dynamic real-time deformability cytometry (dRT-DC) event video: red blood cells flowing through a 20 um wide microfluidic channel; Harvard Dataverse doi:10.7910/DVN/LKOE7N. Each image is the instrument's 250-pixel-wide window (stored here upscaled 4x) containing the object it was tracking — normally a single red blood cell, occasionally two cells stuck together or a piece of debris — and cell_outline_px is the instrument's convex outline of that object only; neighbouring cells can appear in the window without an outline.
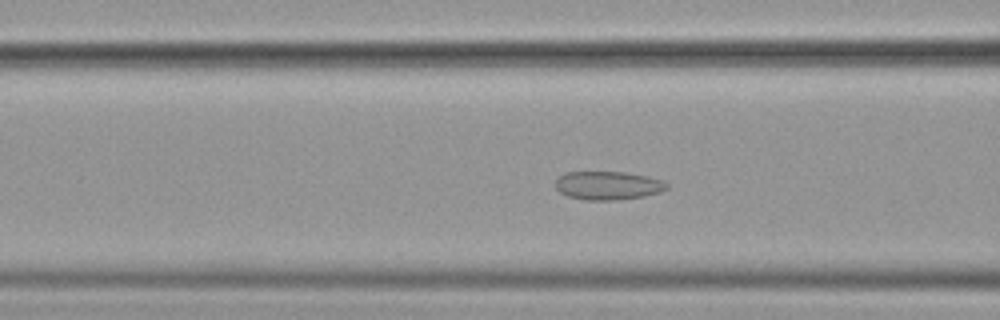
{"species": "common noctule bat (a hibernating species)", "species_latin": "Nyctalus noctula", "temperature_condition": "cold", "stored_images_in_passage": 47, "camera_frame_rate_fps": 3000, "um_per_image_px": 0.085, "animal": {"sex": "female", "body_mass_g": 19.9}, "frame": {"image": 1, "passage_image": 21, "time_ms": 6.667, "image_size_px": [1000, 320], "cell_outline_px": [[668, 188], [660, 192], [644, 196], [616, 200], [584, 200], [568, 196], [560, 192], [556, 188], [556, 180], [564, 172], [624, 172], [648, 176], [660, 180], [668, 184]], "centroid_in_image_um": [51.67, 15.77], "position_along_channel_um": 114.9, "area_um2": 18.44}}
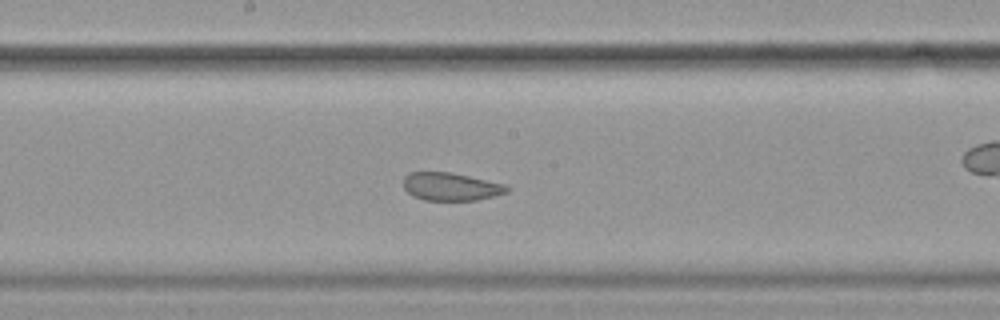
{"frame": {"image": 2, "passage_image": 29, "time_ms": 9.333, "image_size_px": [1000, 320], "cell_outline_px": [[508, 192], [496, 196], [476, 200], [424, 200], [412, 196], [404, 188], [404, 176], [408, 172], [452, 172], [504, 184], [508, 188]], "centroid_in_image_um": [38.3, 15.86], "position_along_channel_um": 209.9, "area_um2": 16.88}}
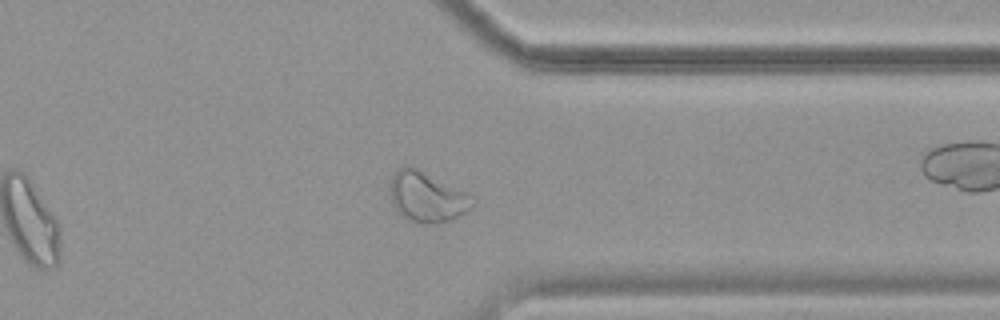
{"frame": {"image": 3, "passage_image": 43, "time_ms": 14.0, "image_size_px": [1000, 320], "cell_outline_px": [[476, 204], [468, 212], [448, 220], [436, 224], [420, 224], [396, 212], [392, 204], [388, 184], [396, 168], [408, 164], [412, 164], [468, 192], [476, 200]], "centroid_in_image_um": [36.29, 16.69], "position_along_channel_um": 375.1, "area_um2": 25.14}, "authors_computed_cell_mechanics": {"area_um2": 20.0566, "velocity_mm_per_s": 3.5622, "shape_relaxation_time_tau1_ms": null, "shape_relaxation_time_tau2_ms": 1.5568, "deformation_change_tau1": null, "deformation_change_tau2": 0.0638}}